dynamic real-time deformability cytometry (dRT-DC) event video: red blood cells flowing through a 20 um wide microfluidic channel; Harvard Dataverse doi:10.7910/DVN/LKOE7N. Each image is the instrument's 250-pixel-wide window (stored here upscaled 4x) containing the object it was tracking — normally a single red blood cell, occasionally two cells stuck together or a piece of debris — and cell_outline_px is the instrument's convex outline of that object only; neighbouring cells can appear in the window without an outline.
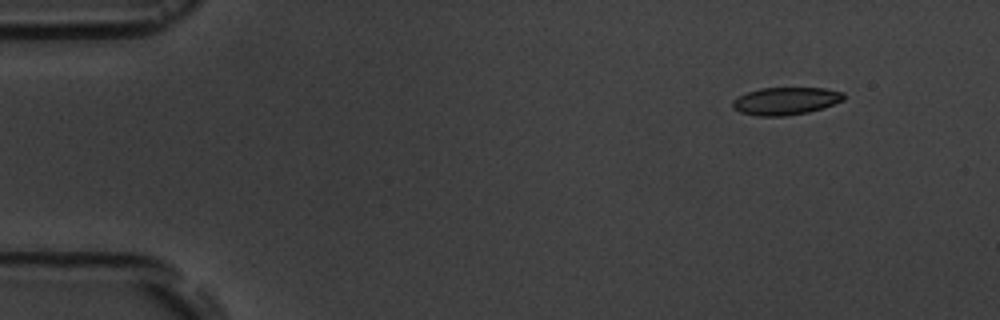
{"species": "common noctule bat (a hibernating species)", "species_latin": "Nyctalus noctula", "temperature_condition": "room temperature", "stored_images_in_passage": 6, "camera_frame_rate_fps": 3000, "um_per_image_px": 0.085, "animal": {"sex": "male", "body_mass_g": 19.5, "forearm_length_mm": 54.6}, "frame": {"image": 1, "passage_image": 2, "time_ms": 1.333, "image_size_px": [1000, 320], "cell_outline_px": [[844, 100], [808, 112], [784, 116], [756, 116], [740, 112], [732, 108], [732, 100], [748, 92], [760, 88], [824, 88], [844, 92]], "centroid_in_image_um": [66.76, 8.58], "position_along_channel_um": 18.2, "area_um2": 17.74}}
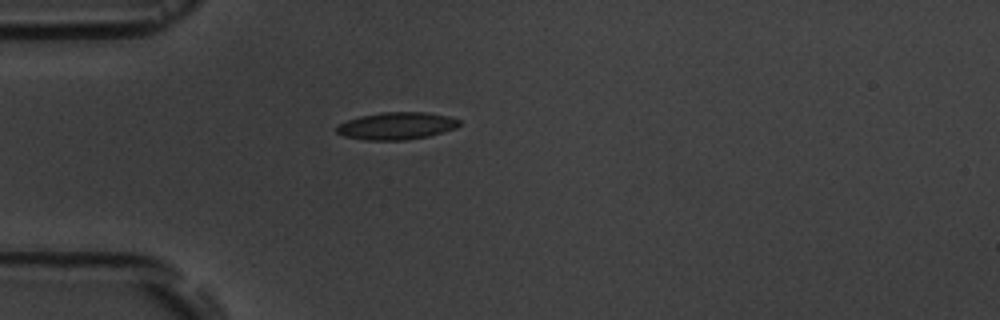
{"frame": {"image": 2, "passage_image": 5, "time_ms": 4.667, "image_size_px": [1000, 320], "cell_outline_px": [[460, 124], [456, 128], [428, 136], [404, 140], [364, 140], [344, 136], [336, 132], [336, 128], [340, 124], [348, 120], [360, 116], [380, 112], [424, 112], [448, 116], [460, 120]], "centroid_in_image_um": [33.7, 10.7], "position_along_channel_um": 51.3, "area_um2": 19.42}}